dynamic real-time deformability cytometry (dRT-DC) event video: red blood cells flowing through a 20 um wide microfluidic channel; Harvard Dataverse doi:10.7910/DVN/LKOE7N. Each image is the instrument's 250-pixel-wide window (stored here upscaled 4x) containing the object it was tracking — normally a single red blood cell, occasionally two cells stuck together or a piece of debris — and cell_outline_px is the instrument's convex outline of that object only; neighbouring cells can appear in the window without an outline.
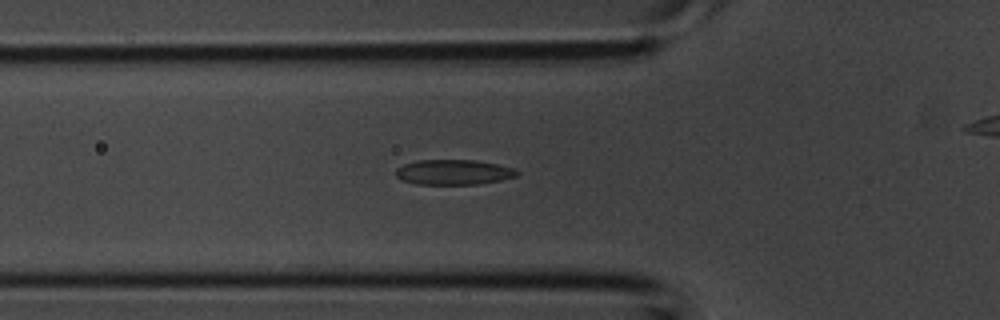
{"species": "common noctule bat (a hibernating species)", "species_latin": "Nyctalus noctula", "temperature_condition": "room temperature", "stored_images_in_passage": 28, "camera_frame_rate_fps": 3000, "um_per_image_px": 0.085, "animal": {"sex": "male", "body_mass_g": 20.1, "forearm_length_mm": 53.5}, "frame": {"image": 1, "passage_image": 4, "time_ms": 1.0, "image_size_px": [1000, 320], "cell_outline_px": [[520, 172], [516, 176], [500, 180], [480, 184], [416, 184], [404, 180], [396, 176], [396, 168], [404, 164], [416, 160], [476, 160], [496, 164], [512, 168]], "centroid_in_image_um": [38.54, 14.63], "position_along_channel_um": 87.3, "area_um2": 17.63}}
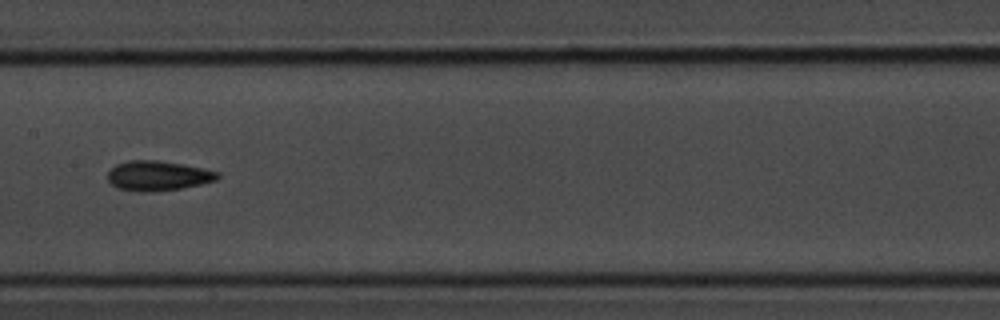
{"frame": {"image": 2, "passage_image": 10, "time_ms": 3.0, "image_size_px": [1000, 320], "cell_outline_px": [[220, 176], [216, 180], [200, 184], [180, 188], [148, 192], [116, 188], [108, 180], [108, 172], [116, 164], [128, 160], [156, 160], [180, 164], [220, 172]], "centroid_in_image_um": [13.4, 14.93], "position_along_channel_um": 194.0, "area_um2": 18.79}}
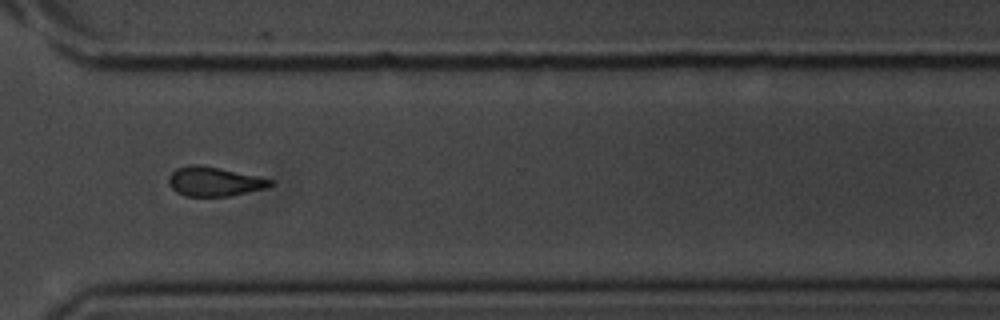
{"frame": {"image": 3, "passage_image": 19, "time_ms": 6.0, "image_size_px": [1000, 320], "cell_outline_px": [[276, 184], [268, 188], [228, 196], [184, 196], [176, 192], [168, 184], [168, 176], [176, 168], [192, 164], [196, 164], [220, 168], [272, 180]], "centroid_in_image_um": [18.19, 15.44], "position_along_channel_um": 352.4, "area_um2": 17.34}}